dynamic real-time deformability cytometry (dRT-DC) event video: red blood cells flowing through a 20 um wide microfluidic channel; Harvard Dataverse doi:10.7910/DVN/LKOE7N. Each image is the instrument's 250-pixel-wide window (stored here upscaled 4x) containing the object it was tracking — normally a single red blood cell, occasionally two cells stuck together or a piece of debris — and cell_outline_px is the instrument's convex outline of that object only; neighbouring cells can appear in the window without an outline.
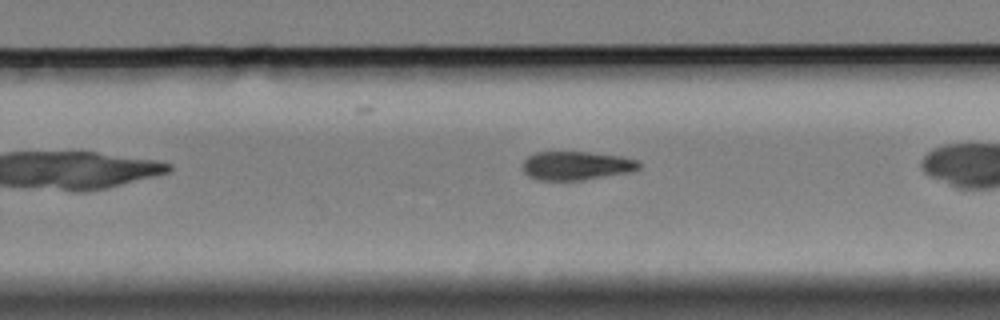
{"species": "Egyptian fruit bat (a non-hibernating species)", "species_latin": "Rousettus aegyptiacus", "temperature_condition": "cold", "stored_images_in_passage": 29, "camera_frame_rate_fps": 3000, "um_per_image_px": 0.085, "animal": {"sex": "female"}, "frame": {"image": 1, "passage_image": 21, "time_ms": 6.667, "image_size_px": [1000, 320], "cell_outline_px": [[640, 168], [632, 172], [584, 180], [536, 180], [528, 176], [524, 172], [524, 160], [528, 156], [536, 152], [588, 152], [620, 156], [640, 160]], "centroid_in_image_um": [49.03, 14.09], "position_along_channel_um": 280.8, "area_um2": 19.59}}
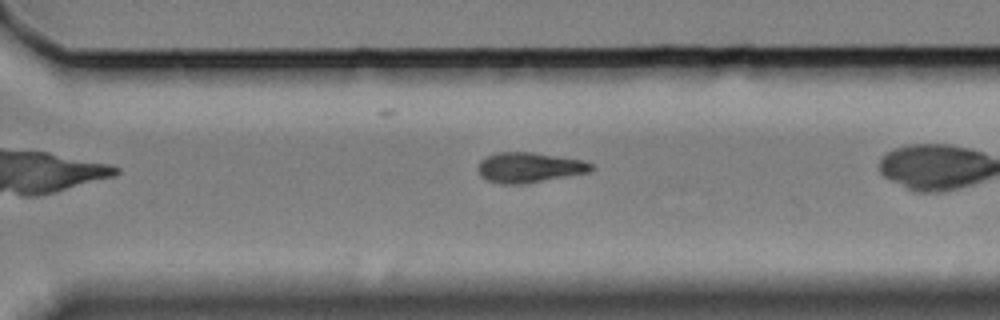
{"frame": {"image": 2, "passage_image": 25, "time_ms": 8.0, "image_size_px": [1000, 320], "cell_outline_px": [[596, 168], [588, 172], [524, 184], [500, 184], [484, 180], [480, 176], [476, 168], [480, 160], [496, 152], [532, 152], [584, 160], [592, 164]], "centroid_in_image_um": [44.94, 14.24], "position_along_channel_um": 325.7, "area_um2": 20.11}}